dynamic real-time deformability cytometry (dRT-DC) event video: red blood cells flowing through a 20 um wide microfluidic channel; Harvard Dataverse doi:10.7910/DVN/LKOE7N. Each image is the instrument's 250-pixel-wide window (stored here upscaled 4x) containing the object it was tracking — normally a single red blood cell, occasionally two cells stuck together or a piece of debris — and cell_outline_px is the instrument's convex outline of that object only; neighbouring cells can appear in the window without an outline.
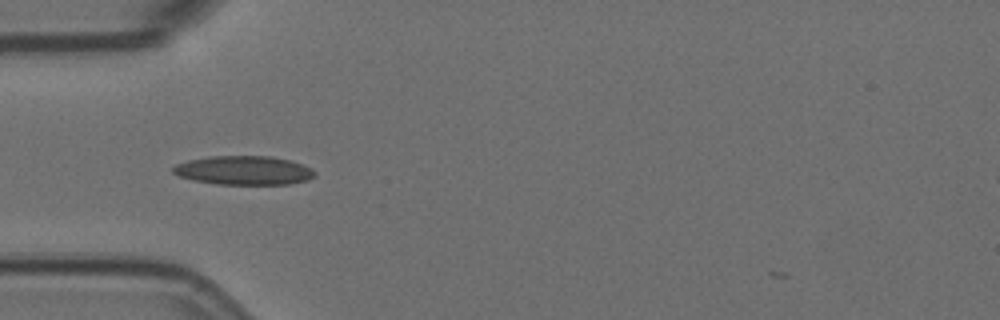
{"species": "Egyptian fruit bat (a non-hibernating species)", "species_latin": "Rousettus aegyptiacus", "temperature_condition": "room temperature", "stored_images_in_passage": 34, "camera_frame_rate_fps": 3000, "um_per_image_px": 0.085, "animal": {"sex": "female"}, "frame": {"image": 1, "passage_image": 2, "time_ms": 0.333, "image_size_px": [1000, 320], "cell_outline_px": [[316, 176], [308, 180], [288, 184], [216, 184], [192, 180], [180, 176], [172, 172], [172, 168], [176, 164], [188, 160], [208, 156], [268, 156], [288, 160], [312, 168], [316, 172]], "centroid_in_image_um": [20.71, 14.48], "position_along_channel_um": 64.3, "area_um2": 23.87}}
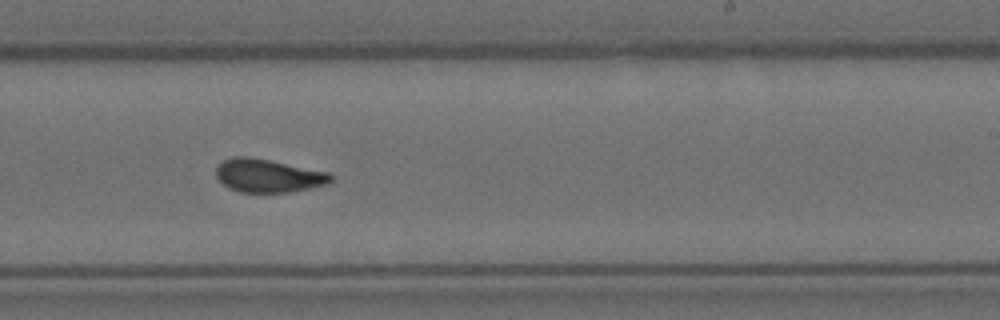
{"frame": {"image": 2, "passage_image": 19, "time_ms": 6.0, "image_size_px": [1000, 320], "cell_outline_px": [[332, 180], [328, 184], [312, 188], [288, 192], [240, 192], [228, 188], [216, 176], [216, 164], [220, 160], [232, 156], [248, 156], [328, 172], [332, 176]], "centroid_in_image_um": [22.75, 14.92], "position_along_channel_um": 266.3, "area_um2": 22.31}}
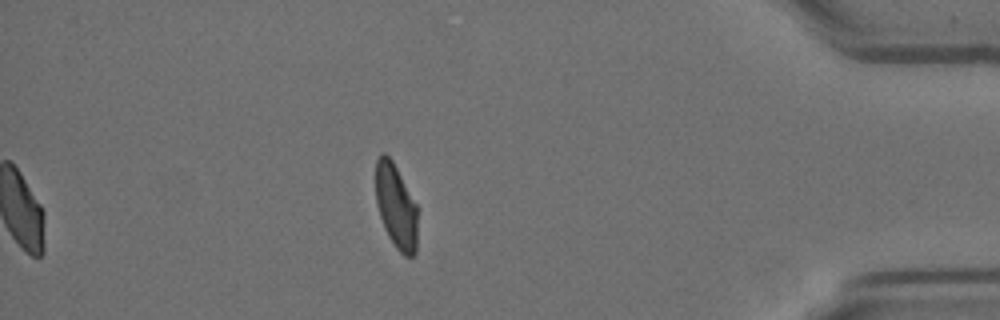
{"frame": {"image": 3, "passage_image": 34, "time_ms": 11.0, "image_size_px": [1000, 320], "cell_outline_px": [[416, 252], [412, 256], [404, 256], [396, 248], [388, 236], [384, 228], [380, 216], [376, 200], [376, 160], [380, 152], [384, 152], [392, 160], [416, 204]], "centroid_in_image_um": [33.64, 17.53], "position_along_channel_um": 401.6, "area_um2": 20.35}, "authors_computed_cell_mechanics": {"area_um2": 22.5131, "velocity_mm_per_s": 3.5762, "shape_relaxation_time_tau1_ms": null, "shape_relaxation_time_tau2_ms": 1.5009, "deformation_change_tau1": null, "deformation_change_tau2": 0.0795}}